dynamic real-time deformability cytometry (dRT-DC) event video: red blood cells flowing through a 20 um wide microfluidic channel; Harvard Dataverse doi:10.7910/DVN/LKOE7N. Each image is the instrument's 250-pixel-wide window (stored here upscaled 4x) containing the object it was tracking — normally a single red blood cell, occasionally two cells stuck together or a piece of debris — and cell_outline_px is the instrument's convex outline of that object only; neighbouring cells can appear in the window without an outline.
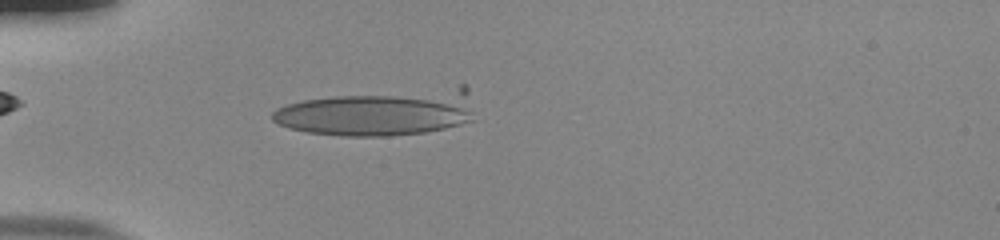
{"species": "human", "species_latin": "Homo sapiens", "temperature_condition": "room temperature", "stored_images_in_passage": 52, "camera_frame_rate_fps": 3000, "um_per_image_px": 0.085, "donor": {"sex": "male"}, "frame": {"image": 1, "passage_image": 15, "time_ms": 4.667, "image_size_px": [1000, 240], "cell_outline_px": [[476, 120], [444, 128], [424, 132], [392, 136], [344, 136], [308, 132], [288, 128], [272, 120], [272, 112], [276, 108], [288, 104], [304, 100], [336, 96], [460, 84], [464, 84], [468, 88]], "centroid_in_image_um": [32.35, 9.54], "position_along_channel_um": 52.6, "area_um2": 55.2}}
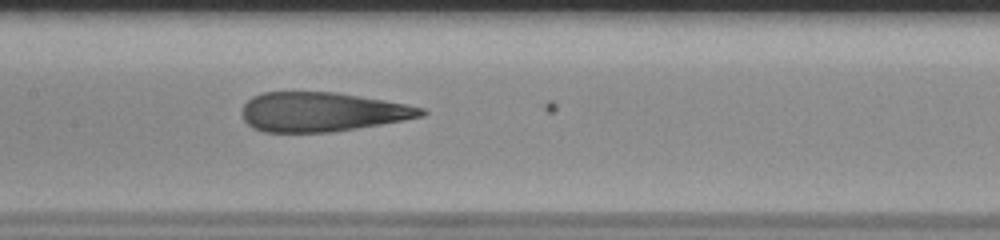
{"frame": {"image": 2, "passage_image": 26, "time_ms": 8.333, "image_size_px": [1000, 240], "cell_outline_px": [[428, 112], [424, 116], [404, 120], [332, 132], [264, 132], [252, 128], [244, 120], [240, 112], [244, 104], [252, 96], [264, 92], [336, 92], [408, 104], [424, 108]], "centroid_in_image_um": [27.36, 9.51], "position_along_channel_um": 180.0, "area_um2": 41.21}}
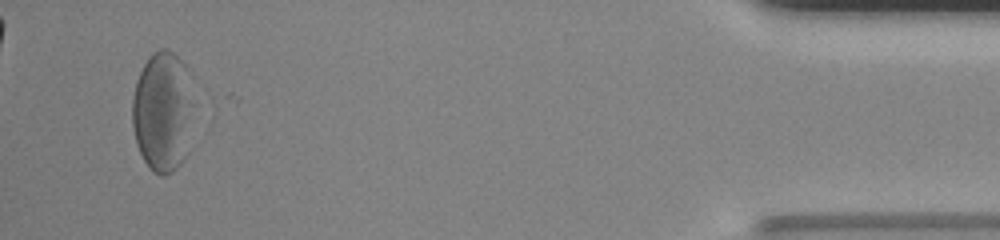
{"frame": {"image": 3, "passage_image": 50, "time_ms": 16.333, "image_size_px": [1000, 240], "cell_outline_px": [[192, 104], [188, 152], [184, 160], [172, 172], [164, 176], [160, 176], [152, 172], [148, 168], [136, 144], [132, 124], [132, 100], [136, 80], [148, 56], [152, 52], [160, 48], [168, 48], [184, 64]], "centroid_in_image_um": [13.79, 9.53], "position_along_channel_um": 421.4, "area_um2": 43.06}, "authors_computed_cell_mechanics": {"area_um2": 43.2055, "velocity_mm_per_s": 3.8482, "shape_relaxation_time_tau1_ms": 6.0615, "shape_relaxation_time_tau2_ms": 1.3899, "deformation_change_tau1": 0.2033, "deformation_change_tau2": 0.1096}}